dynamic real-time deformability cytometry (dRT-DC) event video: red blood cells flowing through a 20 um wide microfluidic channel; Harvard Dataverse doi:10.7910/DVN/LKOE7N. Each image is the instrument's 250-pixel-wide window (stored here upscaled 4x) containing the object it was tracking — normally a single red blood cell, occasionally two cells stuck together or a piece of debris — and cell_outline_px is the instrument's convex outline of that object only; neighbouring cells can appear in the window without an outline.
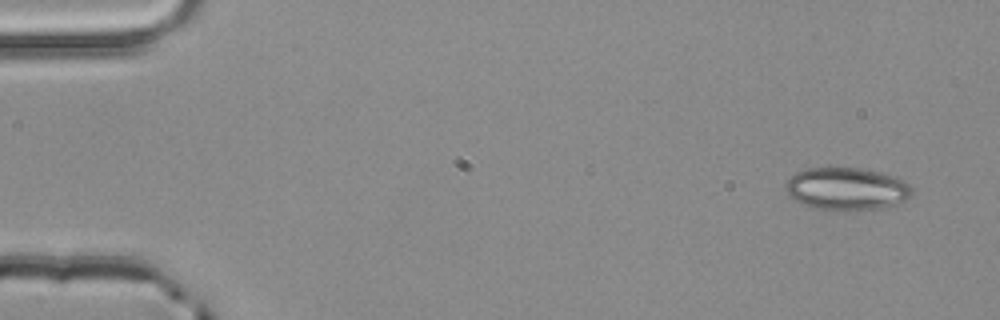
{"species": "common noctule bat (a hibernating species)", "species_latin": "Nyctalus noctula", "temperature_condition": "room temperature", "stored_images_in_passage": 4, "camera_frame_rate_fps": 3000, "um_per_image_px": 0.085, "animal": {"sex": "male", "body_mass_g": 20.4}, "frame": {"image": 1, "passage_image": 1, "time_ms": 0.0, "image_size_px": [1000, 320], "cell_outline_px": [[912, 196], [896, 204], [884, 208], [816, 208], [804, 204], [788, 196], [784, 188], [784, 184], [796, 172], [808, 168], [860, 168], [880, 172], [904, 180], [912, 188]], "centroid_in_image_um": [71.96, 16.02], "position_along_channel_um": 13.0, "area_um2": 30.69}}